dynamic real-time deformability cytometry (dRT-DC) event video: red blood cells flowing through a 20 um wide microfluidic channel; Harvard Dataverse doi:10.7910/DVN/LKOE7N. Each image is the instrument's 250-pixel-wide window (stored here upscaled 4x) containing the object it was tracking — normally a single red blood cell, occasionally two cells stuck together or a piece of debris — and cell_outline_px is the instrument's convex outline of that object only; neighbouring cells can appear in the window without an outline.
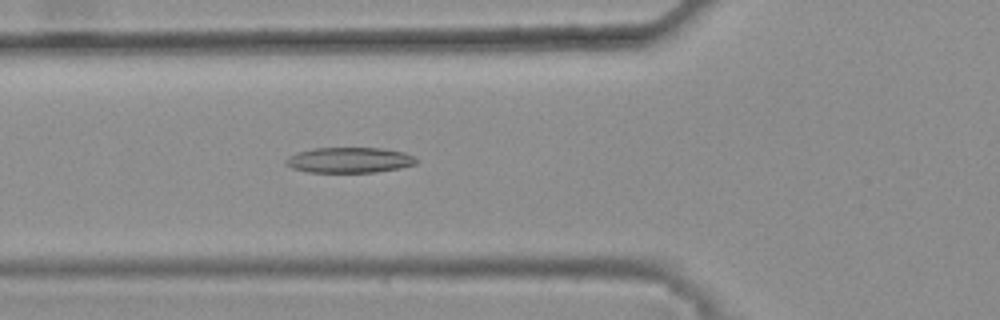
{"species": "common noctule bat (a hibernating species)", "species_latin": "Nyctalus noctula", "temperature_condition": "warm", "stored_images_in_passage": 47, "camera_frame_rate_fps": 3000, "um_per_image_px": 0.085, "animal": {"sex": "female", "body_mass_g": 25.1}, "frame": {"image": 1, "passage_image": 20, "time_ms": 6.333, "image_size_px": [1000, 320], "cell_outline_px": [[416, 164], [400, 168], [376, 172], [308, 172], [292, 168], [284, 164], [284, 160], [288, 156], [296, 152], [312, 148], [384, 148], [404, 152], [416, 156]], "centroid_in_image_um": [29.68, 13.6], "position_along_channel_um": 96.1, "area_um2": 19.59}}
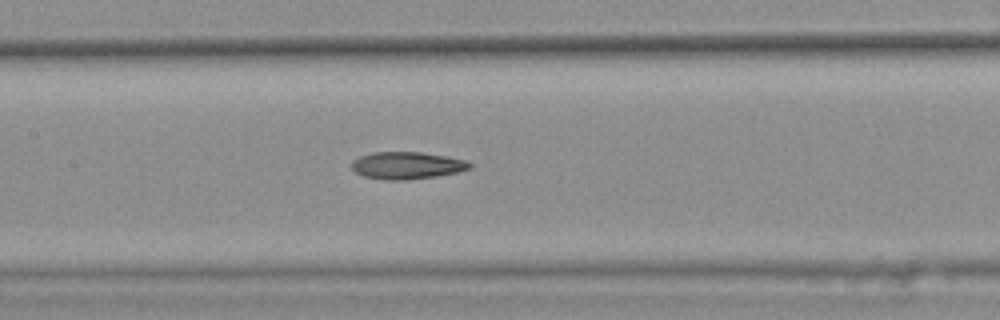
{"frame": {"image": 2, "passage_image": 26, "time_ms": 8.333, "image_size_px": [1000, 320], "cell_outline_px": [[472, 168], [456, 172], [436, 176], [404, 180], [388, 180], [364, 176], [356, 172], [352, 168], [352, 160], [360, 156], [372, 152], [420, 152], [444, 156], [464, 160], [472, 164]], "centroid_in_image_um": [34.57, 14.06], "position_along_channel_um": 172.8, "area_um2": 18.5}}
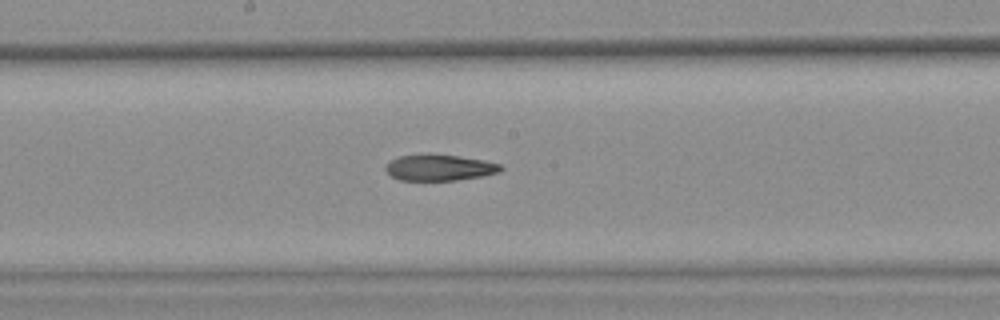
{"frame": {"image": 3, "passage_image": 29, "time_ms": 9.333, "image_size_px": [1000, 320], "cell_outline_px": [[504, 168], [496, 172], [480, 176], [456, 180], [400, 180], [392, 176], [384, 168], [392, 160], [400, 156], [460, 156], [484, 160], [500, 164]], "centroid_in_image_um": [37.38, 14.27], "position_along_channel_um": 210.8, "area_um2": 16.7}, "authors_computed_cell_mechanics": {"area_um2": 18.6116, "velocity_mm_per_s": 3.8158, "shape_relaxation_time_tau1_ms": null, "shape_relaxation_time_tau2_ms": 5.3276, "deformation_change_tau1": null, "deformation_change_tau2": 0.1548}}